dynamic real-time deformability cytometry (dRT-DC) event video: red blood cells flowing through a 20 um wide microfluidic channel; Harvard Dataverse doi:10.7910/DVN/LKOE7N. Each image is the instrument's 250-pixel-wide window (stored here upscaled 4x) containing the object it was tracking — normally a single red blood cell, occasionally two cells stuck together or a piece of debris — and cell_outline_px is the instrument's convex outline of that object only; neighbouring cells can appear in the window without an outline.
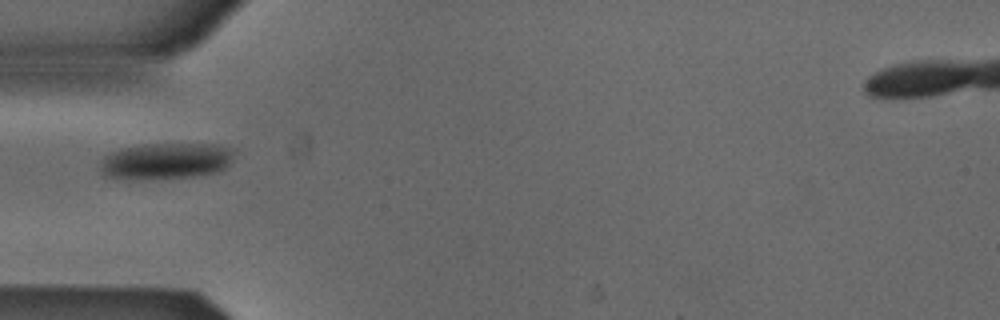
{"species": "Egyptian fruit bat (a non-hibernating species)", "species_latin": "Rousettus aegyptiacus", "temperature_condition": "cold", "stored_images_in_passage": 9, "camera_frame_rate_fps": 3000, "um_per_image_px": 0.085, "animal": {"sex": "male"}, "frame": {"image": 1, "passage_image": 1, "time_ms": 0.0, "image_size_px": [1000, 320], "cell_outline_px": [[232, 160], [220, 172], [192, 176], [136, 180], [104, 176], [100, 172], [100, 160], [104, 156], [120, 148], [144, 144], [220, 144], [232, 148]], "centroid_in_image_um": [14.06, 13.68], "position_along_channel_um": 70.9, "area_um2": 28.61}}